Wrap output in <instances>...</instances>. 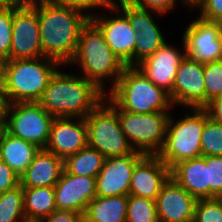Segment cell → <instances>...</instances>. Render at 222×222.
Wrapping results in <instances>:
<instances>
[{"instance_id":"cell-1","label":"cell","mask_w":222,"mask_h":222,"mask_svg":"<svg viewBox=\"0 0 222 222\" xmlns=\"http://www.w3.org/2000/svg\"><path fill=\"white\" fill-rule=\"evenodd\" d=\"M36 9L43 56L64 66L74 58L82 28L90 17L58 0H28Z\"/></svg>"},{"instance_id":"cell-2","label":"cell","mask_w":222,"mask_h":222,"mask_svg":"<svg viewBox=\"0 0 222 222\" xmlns=\"http://www.w3.org/2000/svg\"><path fill=\"white\" fill-rule=\"evenodd\" d=\"M58 69L38 103L54 118H85L106 97L95 83L79 74Z\"/></svg>"},{"instance_id":"cell-3","label":"cell","mask_w":222,"mask_h":222,"mask_svg":"<svg viewBox=\"0 0 222 222\" xmlns=\"http://www.w3.org/2000/svg\"><path fill=\"white\" fill-rule=\"evenodd\" d=\"M68 65H78L80 75L95 83L106 94L115 86L126 67L91 20L82 28L76 54ZM107 80L111 84L108 88Z\"/></svg>"},{"instance_id":"cell-4","label":"cell","mask_w":222,"mask_h":222,"mask_svg":"<svg viewBox=\"0 0 222 222\" xmlns=\"http://www.w3.org/2000/svg\"><path fill=\"white\" fill-rule=\"evenodd\" d=\"M60 67V63L44 56L5 60L2 79L5 104L38 102Z\"/></svg>"},{"instance_id":"cell-5","label":"cell","mask_w":222,"mask_h":222,"mask_svg":"<svg viewBox=\"0 0 222 222\" xmlns=\"http://www.w3.org/2000/svg\"><path fill=\"white\" fill-rule=\"evenodd\" d=\"M108 93L106 95L127 112L150 114L172 111L174 107L169 93L156 86L136 66H126Z\"/></svg>"},{"instance_id":"cell-6","label":"cell","mask_w":222,"mask_h":222,"mask_svg":"<svg viewBox=\"0 0 222 222\" xmlns=\"http://www.w3.org/2000/svg\"><path fill=\"white\" fill-rule=\"evenodd\" d=\"M183 118L170 114L164 145L157 156L171 169L175 164L201 156V135L208 119L204 108H189ZM177 120V121H176Z\"/></svg>"},{"instance_id":"cell-7","label":"cell","mask_w":222,"mask_h":222,"mask_svg":"<svg viewBox=\"0 0 222 222\" xmlns=\"http://www.w3.org/2000/svg\"><path fill=\"white\" fill-rule=\"evenodd\" d=\"M117 114L122 131L135 151L157 155L164 145L170 111L150 114L121 110L107 95L104 100Z\"/></svg>"},{"instance_id":"cell-8","label":"cell","mask_w":222,"mask_h":222,"mask_svg":"<svg viewBox=\"0 0 222 222\" xmlns=\"http://www.w3.org/2000/svg\"><path fill=\"white\" fill-rule=\"evenodd\" d=\"M88 146L105 158L130 155L135 150L122 131L118 114L103 101L86 117Z\"/></svg>"},{"instance_id":"cell-9","label":"cell","mask_w":222,"mask_h":222,"mask_svg":"<svg viewBox=\"0 0 222 222\" xmlns=\"http://www.w3.org/2000/svg\"><path fill=\"white\" fill-rule=\"evenodd\" d=\"M4 112L8 133L45 149L54 117L38 102L5 104Z\"/></svg>"},{"instance_id":"cell-10","label":"cell","mask_w":222,"mask_h":222,"mask_svg":"<svg viewBox=\"0 0 222 222\" xmlns=\"http://www.w3.org/2000/svg\"><path fill=\"white\" fill-rule=\"evenodd\" d=\"M43 57L37 9L28 0L13 1L10 59Z\"/></svg>"},{"instance_id":"cell-11","label":"cell","mask_w":222,"mask_h":222,"mask_svg":"<svg viewBox=\"0 0 222 222\" xmlns=\"http://www.w3.org/2000/svg\"><path fill=\"white\" fill-rule=\"evenodd\" d=\"M107 10L111 17L106 16L108 14L103 11L92 15L90 20L103 33L105 41L121 62L125 66H135L137 32L132 29L128 18L115 5Z\"/></svg>"},{"instance_id":"cell-12","label":"cell","mask_w":222,"mask_h":222,"mask_svg":"<svg viewBox=\"0 0 222 222\" xmlns=\"http://www.w3.org/2000/svg\"><path fill=\"white\" fill-rule=\"evenodd\" d=\"M129 20L132 29L137 32L135 41V66L157 51L165 42L162 30L156 18L161 13L135 7L128 0H117L115 5Z\"/></svg>"},{"instance_id":"cell-13","label":"cell","mask_w":222,"mask_h":222,"mask_svg":"<svg viewBox=\"0 0 222 222\" xmlns=\"http://www.w3.org/2000/svg\"><path fill=\"white\" fill-rule=\"evenodd\" d=\"M186 55L202 64L222 60V23L192 20L183 32Z\"/></svg>"},{"instance_id":"cell-14","label":"cell","mask_w":222,"mask_h":222,"mask_svg":"<svg viewBox=\"0 0 222 222\" xmlns=\"http://www.w3.org/2000/svg\"><path fill=\"white\" fill-rule=\"evenodd\" d=\"M169 95L174 106L187 109L204 108V64L186 55L177 69L173 89Z\"/></svg>"},{"instance_id":"cell-15","label":"cell","mask_w":222,"mask_h":222,"mask_svg":"<svg viewBox=\"0 0 222 222\" xmlns=\"http://www.w3.org/2000/svg\"><path fill=\"white\" fill-rule=\"evenodd\" d=\"M144 156L143 153L134 151L130 155L105 158L96 177V196L129 195L133 170Z\"/></svg>"},{"instance_id":"cell-16","label":"cell","mask_w":222,"mask_h":222,"mask_svg":"<svg viewBox=\"0 0 222 222\" xmlns=\"http://www.w3.org/2000/svg\"><path fill=\"white\" fill-rule=\"evenodd\" d=\"M182 49L172 46L167 41L152 55L141 61L136 67L156 86L169 94L172 92L177 69L186 56L183 38Z\"/></svg>"},{"instance_id":"cell-17","label":"cell","mask_w":222,"mask_h":222,"mask_svg":"<svg viewBox=\"0 0 222 222\" xmlns=\"http://www.w3.org/2000/svg\"><path fill=\"white\" fill-rule=\"evenodd\" d=\"M87 145L85 118L61 117L53 119L46 150L65 160Z\"/></svg>"},{"instance_id":"cell-18","label":"cell","mask_w":222,"mask_h":222,"mask_svg":"<svg viewBox=\"0 0 222 222\" xmlns=\"http://www.w3.org/2000/svg\"><path fill=\"white\" fill-rule=\"evenodd\" d=\"M96 178L78 176L63 170L54 186L57 210H72L85 214L88 204L96 197Z\"/></svg>"},{"instance_id":"cell-19","label":"cell","mask_w":222,"mask_h":222,"mask_svg":"<svg viewBox=\"0 0 222 222\" xmlns=\"http://www.w3.org/2000/svg\"><path fill=\"white\" fill-rule=\"evenodd\" d=\"M197 201L169 177L155 199L159 222H193Z\"/></svg>"},{"instance_id":"cell-20","label":"cell","mask_w":222,"mask_h":222,"mask_svg":"<svg viewBox=\"0 0 222 222\" xmlns=\"http://www.w3.org/2000/svg\"><path fill=\"white\" fill-rule=\"evenodd\" d=\"M170 177V168L157 155H145L132 173L129 195L155 200Z\"/></svg>"},{"instance_id":"cell-21","label":"cell","mask_w":222,"mask_h":222,"mask_svg":"<svg viewBox=\"0 0 222 222\" xmlns=\"http://www.w3.org/2000/svg\"><path fill=\"white\" fill-rule=\"evenodd\" d=\"M170 177L197 200L209 198L207 156L175 164L170 169Z\"/></svg>"},{"instance_id":"cell-22","label":"cell","mask_w":222,"mask_h":222,"mask_svg":"<svg viewBox=\"0 0 222 222\" xmlns=\"http://www.w3.org/2000/svg\"><path fill=\"white\" fill-rule=\"evenodd\" d=\"M64 170V160L46 149H40L20 176L22 187H54Z\"/></svg>"},{"instance_id":"cell-23","label":"cell","mask_w":222,"mask_h":222,"mask_svg":"<svg viewBox=\"0 0 222 222\" xmlns=\"http://www.w3.org/2000/svg\"><path fill=\"white\" fill-rule=\"evenodd\" d=\"M0 150L2 161L21 176L40 148L6 132L0 142Z\"/></svg>"},{"instance_id":"cell-24","label":"cell","mask_w":222,"mask_h":222,"mask_svg":"<svg viewBox=\"0 0 222 222\" xmlns=\"http://www.w3.org/2000/svg\"><path fill=\"white\" fill-rule=\"evenodd\" d=\"M128 195L96 196L84 214V222H126Z\"/></svg>"},{"instance_id":"cell-25","label":"cell","mask_w":222,"mask_h":222,"mask_svg":"<svg viewBox=\"0 0 222 222\" xmlns=\"http://www.w3.org/2000/svg\"><path fill=\"white\" fill-rule=\"evenodd\" d=\"M26 219L44 220L57 210L54 187H23Z\"/></svg>"},{"instance_id":"cell-26","label":"cell","mask_w":222,"mask_h":222,"mask_svg":"<svg viewBox=\"0 0 222 222\" xmlns=\"http://www.w3.org/2000/svg\"><path fill=\"white\" fill-rule=\"evenodd\" d=\"M104 162L105 157L97 149L87 145L64 160V169L72 175L96 178Z\"/></svg>"},{"instance_id":"cell-27","label":"cell","mask_w":222,"mask_h":222,"mask_svg":"<svg viewBox=\"0 0 222 222\" xmlns=\"http://www.w3.org/2000/svg\"><path fill=\"white\" fill-rule=\"evenodd\" d=\"M24 214L23 187L0 193V222H21Z\"/></svg>"},{"instance_id":"cell-28","label":"cell","mask_w":222,"mask_h":222,"mask_svg":"<svg viewBox=\"0 0 222 222\" xmlns=\"http://www.w3.org/2000/svg\"><path fill=\"white\" fill-rule=\"evenodd\" d=\"M126 222H159L155 200L128 195Z\"/></svg>"},{"instance_id":"cell-29","label":"cell","mask_w":222,"mask_h":222,"mask_svg":"<svg viewBox=\"0 0 222 222\" xmlns=\"http://www.w3.org/2000/svg\"><path fill=\"white\" fill-rule=\"evenodd\" d=\"M200 141L201 156H222V124L208 117Z\"/></svg>"},{"instance_id":"cell-30","label":"cell","mask_w":222,"mask_h":222,"mask_svg":"<svg viewBox=\"0 0 222 222\" xmlns=\"http://www.w3.org/2000/svg\"><path fill=\"white\" fill-rule=\"evenodd\" d=\"M13 28V2L0 3V57L10 60Z\"/></svg>"},{"instance_id":"cell-31","label":"cell","mask_w":222,"mask_h":222,"mask_svg":"<svg viewBox=\"0 0 222 222\" xmlns=\"http://www.w3.org/2000/svg\"><path fill=\"white\" fill-rule=\"evenodd\" d=\"M205 106L222 96V60L204 64Z\"/></svg>"},{"instance_id":"cell-32","label":"cell","mask_w":222,"mask_h":222,"mask_svg":"<svg viewBox=\"0 0 222 222\" xmlns=\"http://www.w3.org/2000/svg\"><path fill=\"white\" fill-rule=\"evenodd\" d=\"M193 222H222V198L198 200Z\"/></svg>"},{"instance_id":"cell-33","label":"cell","mask_w":222,"mask_h":222,"mask_svg":"<svg viewBox=\"0 0 222 222\" xmlns=\"http://www.w3.org/2000/svg\"><path fill=\"white\" fill-rule=\"evenodd\" d=\"M209 198H222V156H207Z\"/></svg>"},{"instance_id":"cell-34","label":"cell","mask_w":222,"mask_h":222,"mask_svg":"<svg viewBox=\"0 0 222 222\" xmlns=\"http://www.w3.org/2000/svg\"><path fill=\"white\" fill-rule=\"evenodd\" d=\"M192 8L199 9V18L222 23V0H192Z\"/></svg>"},{"instance_id":"cell-35","label":"cell","mask_w":222,"mask_h":222,"mask_svg":"<svg viewBox=\"0 0 222 222\" xmlns=\"http://www.w3.org/2000/svg\"><path fill=\"white\" fill-rule=\"evenodd\" d=\"M135 7L152 10L166 15L169 11L176 8L177 2H182V5L192 9V0H128Z\"/></svg>"},{"instance_id":"cell-36","label":"cell","mask_w":222,"mask_h":222,"mask_svg":"<svg viewBox=\"0 0 222 222\" xmlns=\"http://www.w3.org/2000/svg\"><path fill=\"white\" fill-rule=\"evenodd\" d=\"M64 4H68L73 8H77L83 12H85L89 17L96 14V12L92 10H97L96 8H103L106 11L108 8L116 5L117 0H58ZM92 11V12H91Z\"/></svg>"},{"instance_id":"cell-37","label":"cell","mask_w":222,"mask_h":222,"mask_svg":"<svg viewBox=\"0 0 222 222\" xmlns=\"http://www.w3.org/2000/svg\"><path fill=\"white\" fill-rule=\"evenodd\" d=\"M20 185V176L3 161L0 162V193Z\"/></svg>"},{"instance_id":"cell-38","label":"cell","mask_w":222,"mask_h":222,"mask_svg":"<svg viewBox=\"0 0 222 222\" xmlns=\"http://www.w3.org/2000/svg\"><path fill=\"white\" fill-rule=\"evenodd\" d=\"M42 222H84V215L72 210H55Z\"/></svg>"},{"instance_id":"cell-39","label":"cell","mask_w":222,"mask_h":222,"mask_svg":"<svg viewBox=\"0 0 222 222\" xmlns=\"http://www.w3.org/2000/svg\"><path fill=\"white\" fill-rule=\"evenodd\" d=\"M204 109L207 111L209 118L222 124V96L213 98Z\"/></svg>"},{"instance_id":"cell-40","label":"cell","mask_w":222,"mask_h":222,"mask_svg":"<svg viewBox=\"0 0 222 222\" xmlns=\"http://www.w3.org/2000/svg\"><path fill=\"white\" fill-rule=\"evenodd\" d=\"M7 132V120L5 112L0 113V142L3 139L4 134Z\"/></svg>"},{"instance_id":"cell-41","label":"cell","mask_w":222,"mask_h":222,"mask_svg":"<svg viewBox=\"0 0 222 222\" xmlns=\"http://www.w3.org/2000/svg\"><path fill=\"white\" fill-rule=\"evenodd\" d=\"M5 102L2 95V81H0V113L4 112Z\"/></svg>"},{"instance_id":"cell-42","label":"cell","mask_w":222,"mask_h":222,"mask_svg":"<svg viewBox=\"0 0 222 222\" xmlns=\"http://www.w3.org/2000/svg\"><path fill=\"white\" fill-rule=\"evenodd\" d=\"M4 63L5 60L2 57H0V81H2L3 79Z\"/></svg>"},{"instance_id":"cell-43","label":"cell","mask_w":222,"mask_h":222,"mask_svg":"<svg viewBox=\"0 0 222 222\" xmlns=\"http://www.w3.org/2000/svg\"><path fill=\"white\" fill-rule=\"evenodd\" d=\"M21 222H42L41 220L24 219Z\"/></svg>"},{"instance_id":"cell-44","label":"cell","mask_w":222,"mask_h":222,"mask_svg":"<svg viewBox=\"0 0 222 222\" xmlns=\"http://www.w3.org/2000/svg\"><path fill=\"white\" fill-rule=\"evenodd\" d=\"M13 1H16V0H0V3H9V2H13Z\"/></svg>"},{"instance_id":"cell-45","label":"cell","mask_w":222,"mask_h":222,"mask_svg":"<svg viewBox=\"0 0 222 222\" xmlns=\"http://www.w3.org/2000/svg\"><path fill=\"white\" fill-rule=\"evenodd\" d=\"M0 162H2V155H1V150H0Z\"/></svg>"}]
</instances>
